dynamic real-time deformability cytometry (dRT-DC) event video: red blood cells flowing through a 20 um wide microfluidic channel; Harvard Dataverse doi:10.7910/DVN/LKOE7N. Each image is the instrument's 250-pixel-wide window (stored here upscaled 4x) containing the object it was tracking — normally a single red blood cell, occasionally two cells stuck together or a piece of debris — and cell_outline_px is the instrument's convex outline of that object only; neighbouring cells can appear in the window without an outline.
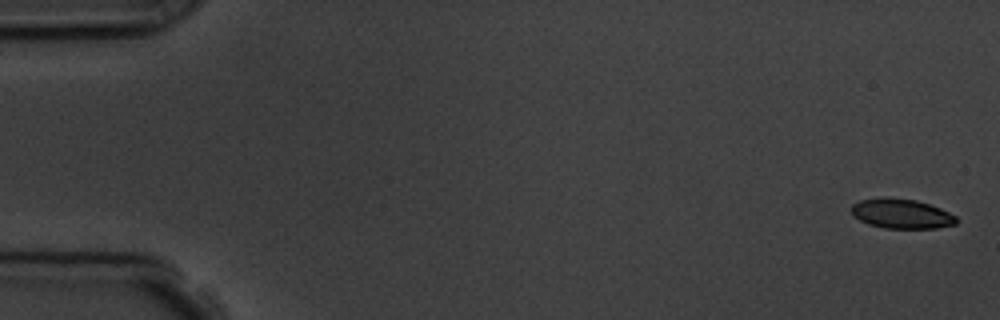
{"species": "common noctule bat (a hibernating species)", "species_latin": "Nyctalus noctula", "temperature_condition": "room temperature", "stored_images_in_passage": 4, "camera_frame_rate_fps": 3000, "um_per_image_px": 0.085, "animal": {"sex": "male", "body_mass_g": 19.5, "forearm_length_mm": 54.6}, "frame": {"image": 1, "passage_image": 1, "time_ms": 0.0, "image_size_px": [1000, 320], "cell_outline_px": [[960, 220], [956, 224], [936, 228], [884, 228], [868, 224], [852, 216], [852, 204], [860, 200], [880, 196], [884, 196], [916, 200], [940, 208], [956, 216]], "centroid_in_image_um": [76.61, 18.15], "position_along_channel_um": 8.4, "area_um2": 18.38}}